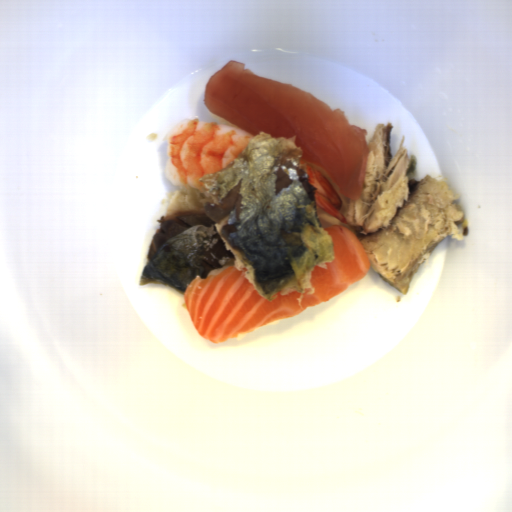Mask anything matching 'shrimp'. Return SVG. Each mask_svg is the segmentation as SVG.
Returning <instances> with one entry per match:
<instances>
[{"label":"shrimp","instance_id":"shrimp-1","mask_svg":"<svg viewBox=\"0 0 512 512\" xmlns=\"http://www.w3.org/2000/svg\"><path fill=\"white\" fill-rule=\"evenodd\" d=\"M253 137L226 126L186 118L167 137L166 175L175 186L194 187L203 193L202 177L228 166Z\"/></svg>","mask_w":512,"mask_h":512},{"label":"shrimp","instance_id":"shrimp-2","mask_svg":"<svg viewBox=\"0 0 512 512\" xmlns=\"http://www.w3.org/2000/svg\"><path fill=\"white\" fill-rule=\"evenodd\" d=\"M299 162L306 166L307 179L311 185L316 187V207L321 208L330 216L346 224L347 221L345 214H343L341 211V198L329 183V181L325 178L320 170L300 160Z\"/></svg>","mask_w":512,"mask_h":512}]
</instances>
